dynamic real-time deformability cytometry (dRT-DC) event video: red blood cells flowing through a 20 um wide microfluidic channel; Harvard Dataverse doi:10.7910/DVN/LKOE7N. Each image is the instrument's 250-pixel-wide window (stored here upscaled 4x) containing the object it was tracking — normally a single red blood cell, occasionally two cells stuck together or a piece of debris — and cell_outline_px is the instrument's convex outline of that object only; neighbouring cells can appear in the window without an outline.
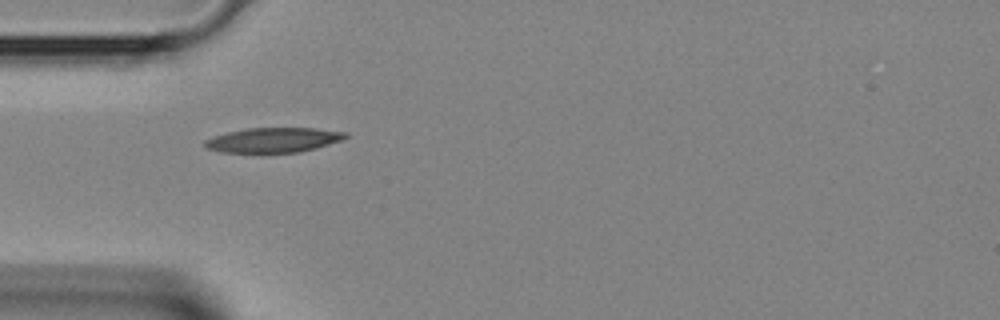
{"species": "Egyptian fruit bat (a non-hibernating species)", "species_latin": "Rousettus aegyptiacus", "temperature_condition": "room temperature", "stored_images_in_passage": 2, "camera_frame_rate_fps": 3000, "um_per_image_px": 0.085, "animal": {"sex": "female"}, "frame": {"image": 1, "passage_image": 2, "time_ms": 0.333, "image_size_px": [1000, 320], "cell_outline_px": [[348, 136], [344, 140], [316, 148], [300, 152], [260, 156], [220, 152], [204, 148], [204, 140], [212, 136], [228, 132], [248, 128], [316, 128], [348, 132]], "centroid_in_image_um": [23.19, 11.96], "position_along_channel_um": 61.8, "area_um2": 21.62}}